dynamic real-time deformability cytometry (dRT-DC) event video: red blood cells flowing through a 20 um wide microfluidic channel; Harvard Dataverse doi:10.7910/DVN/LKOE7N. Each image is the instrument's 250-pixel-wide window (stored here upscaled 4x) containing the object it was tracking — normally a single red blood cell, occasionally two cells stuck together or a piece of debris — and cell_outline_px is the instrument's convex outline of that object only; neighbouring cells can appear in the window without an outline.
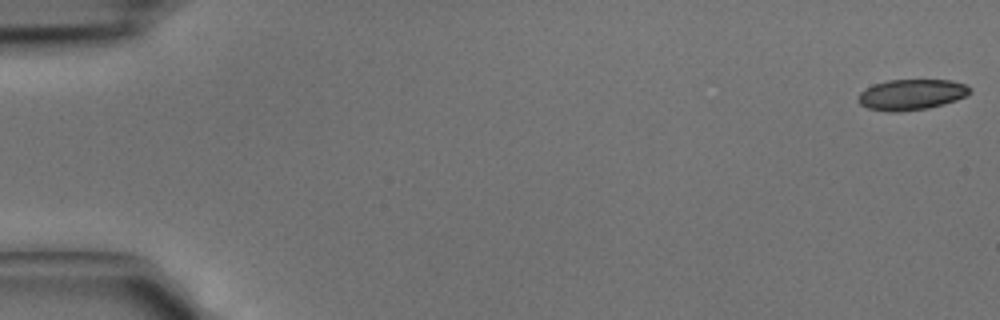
{"species": "common noctule bat (a hibernating species)", "species_latin": "Nyctalus noctula", "temperature_condition": "cold", "stored_images_in_passage": 43, "camera_frame_rate_fps": 3000, "um_per_image_px": 0.085, "animal": {"sex": "male", "body_mass_g": 15.6}, "frame": {"image": 1, "passage_image": 1, "time_ms": 0.0, "image_size_px": [1000, 320], "cell_outline_px": [[972, 92], [956, 100], [944, 104], [928, 108], [900, 112], [888, 112], [868, 108], [860, 104], [860, 92], [872, 84], [888, 80], [948, 80], [964, 84], [972, 88]], "centroid_in_image_um": [77.48, 8.04], "position_along_channel_um": 7.5, "area_um2": 19.94}}
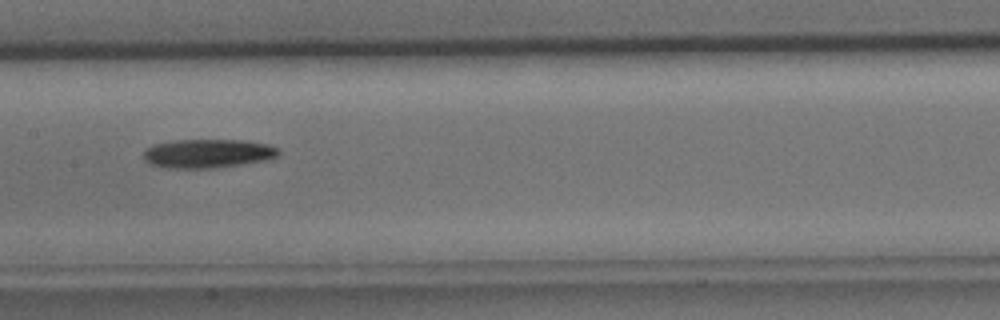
{"frame": {"image": 2, "passage_image": 22, "time_ms": 7.0, "image_size_px": [1000, 320], "cell_outline_px": [[280, 152], [276, 156], [268, 160], [216, 168], [168, 168], [148, 164], [144, 160], [144, 148], [152, 144], [172, 140], [244, 140], [268, 144], [280, 148]], "centroid_in_image_um": [17.64, 13.04], "position_along_channel_um": 189.8, "area_um2": 23.06}}
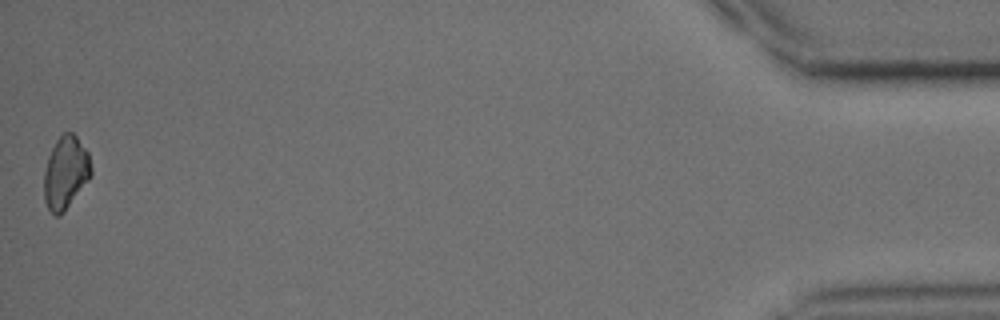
{"frame": {"image": 3, "passage_image": 43, "time_ms": 14.0, "image_size_px": [1000, 320], "cell_outline_px": [[92, 172], [88, 180], [64, 212], [60, 216], [56, 216], [48, 208], [44, 200], [44, 172], [48, 156], [56, 140], [64, 132], [72, 132], [76, 136], [88, 152], [92, 168]], "centroid_in_image_um": [5.57, 14.67], "position_along_channel_um": 429.6, "area_um2": 19.88}}